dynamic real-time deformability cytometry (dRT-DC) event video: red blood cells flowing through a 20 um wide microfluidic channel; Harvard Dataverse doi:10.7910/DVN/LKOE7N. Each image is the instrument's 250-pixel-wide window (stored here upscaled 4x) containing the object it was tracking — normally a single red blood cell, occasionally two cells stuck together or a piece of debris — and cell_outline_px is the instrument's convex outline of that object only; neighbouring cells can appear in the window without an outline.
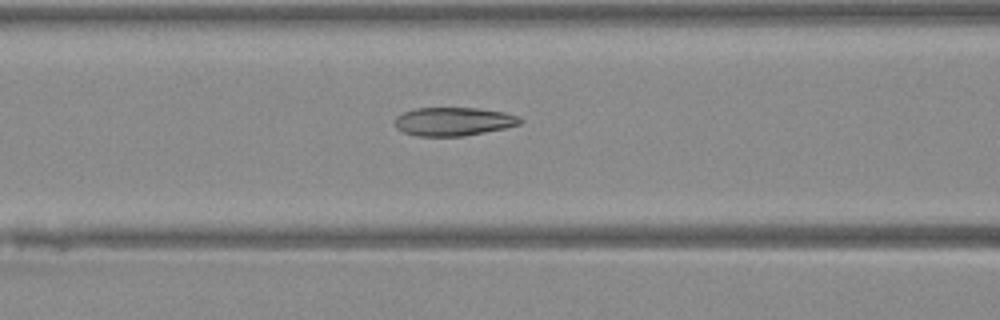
{"species": "Egyptian fruit bat (a non-hibernating species)", "species_latin": "Rousettus aegyptiacus", "temperature_condition": "warm", "stored_images_in_passage": 39, "camera_frame_rate_fps": 3000, "um_per_image_px": 0.085, "animal": {"sex": "female"}, "frame": {"image": 1, "passage_image": 14, "time_ms": 4.333, "image_size_px": [1000, 320], "cell_outline_px": [[524, 120], [520, 124], [504, 128], [464, 136], [416, 136], [404, 132], [396, 128], [396, 116], [404, 112], [416, 108], [476, 108], [504, 112], [520, 116]], "centroid_in_image_um": [38.57, 10.33], "position_along_channel_um": 128.0, "area_um2": 20.75}}
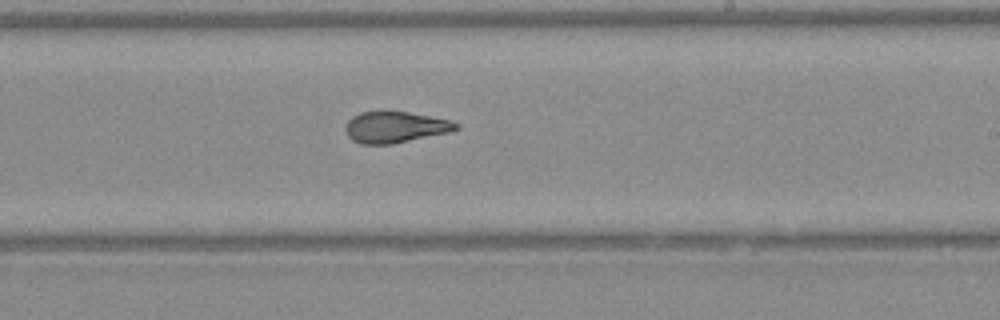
{"frame": {"image": 2, "passage_image": 23, "time_ms": 7.333, "image_size_px": [1000, 320], "cell_outline_px": [[460, 128], [448, 132], [392, 144], [360, 144], [352, 140], [348, 136], [344, 128], [348, 120], [352, 116], [360, 112], [408, 112], [452, 120], [460, 124]], "centroid_in_image_um": [33.58, 10.81], "position_along_channel_um": 255.4, "area_um2": 20.06}}
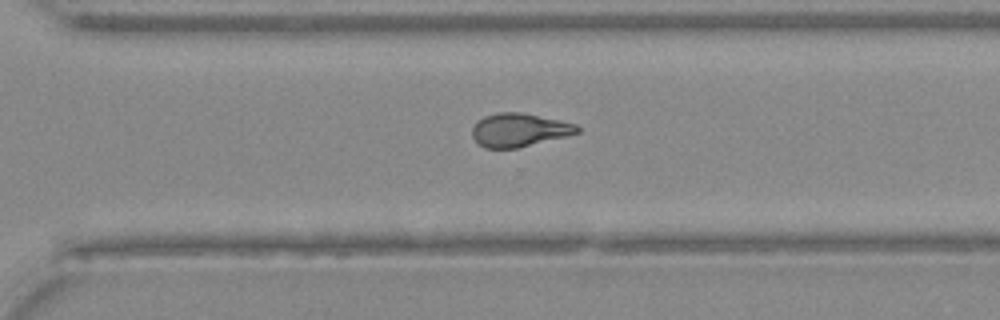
{"frame": {"image": 3, "passage_image": 28, "time_ms": 9.0, "image_size_px": [1000, 320], "cell_outline_px": [[580, 132], [516, 148], [484, 148], [472, 136], [472, 128], [484, 116], [496, 112], [520, 112], [560, 120], [576, 124], [580, 128]], "centroid_in_image_um": [44.12, 11.04], "position_along_channel_um": 326.5, "area_um2": 20.11}}